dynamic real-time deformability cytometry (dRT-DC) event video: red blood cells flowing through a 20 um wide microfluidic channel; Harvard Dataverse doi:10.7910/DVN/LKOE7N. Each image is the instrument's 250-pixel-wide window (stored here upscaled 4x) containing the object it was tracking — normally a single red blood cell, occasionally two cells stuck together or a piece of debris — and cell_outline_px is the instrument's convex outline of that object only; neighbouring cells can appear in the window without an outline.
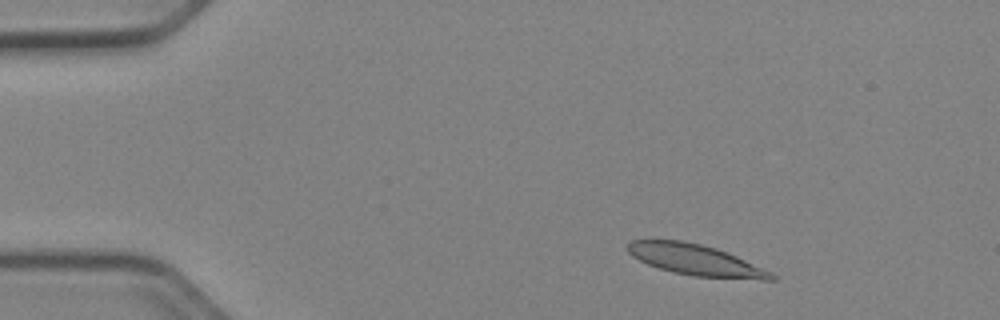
{"species": "Egyptian fruit bat (a non-hibernating species)", "species_latin": "Rousettus aegyptiacus", "temperature_condition": "cold", "stored_images_in_passage": 48, "camera_frame_rate_fps": 3000, "um_per_image_px": 0.085, "animal": {"sex": "female"}, "frame": {"image": 1, "passage_image": 4, "time_ms": 1.0, "image_size_px": [1000, 320], "cell_outline_px": [[776, 280], [764, 280], [692, 276], [672, 272], [648, 264], [632, 256], [628, 252], [628, 244], [632, 240], [684, 240], [716, 248], [728, 252], [772, 272], [776, 276]], "centroid_in_image_um": [59.17, 22.1], "position_along_channel_um": 25.8, "area_um2": 25.89}}
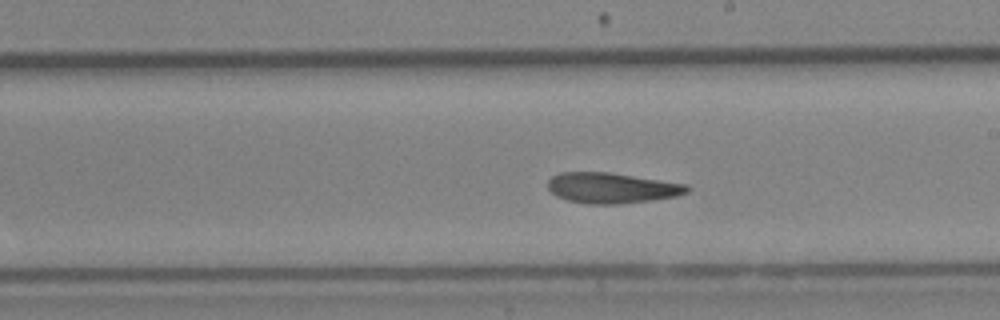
{"frame": {"image": 2, "passage_image": 26, "time_ms": 8.333, "image_size_px": [1000, 320], "cell_outline_px": [[692, 188], [688, 192], [676, 196], [652, 200], [620, 204], [584, 204], [568, 200], [556, 196], [548, 188], [548, 180], [552, 176], [560, 172], [608, 172], [688, 184]], "centroid_in_image_um": [52.01, 15.98], "position_along_channel_um": 237.0, "area_um2": 24.91}}
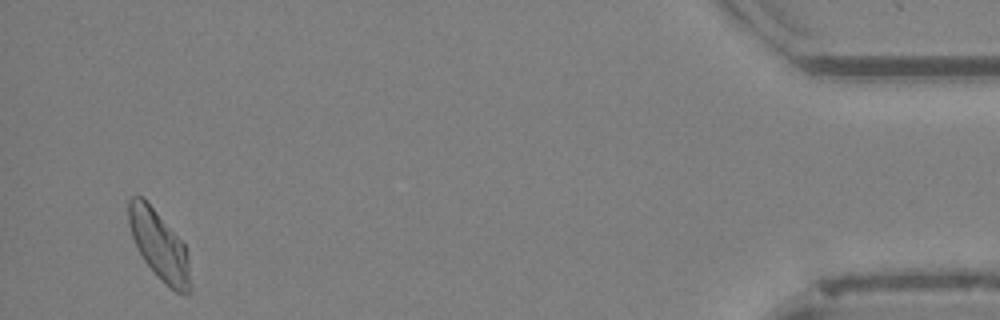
{"frame": {"image": 3, "passage_image": 46, "time_ms": 15.0, "image_size_px": [1000, 320], "cell_outline_px": [[192, 288], [188, 292], [176, 292], [144, 260], [132, 236], [128, 220], [128, 200], [132, 196], [140, 196], [156, 212], [184, 244], [188, 256], [192, 284]], "centroid_in_image_um": [13.55, 20.84], "position_along_channel_um": 421.7, "area_um2": 23.81}, "authors_computed_cell_mechanics": {"area_um2": 25.2875, "velocity_mm_per_s": 3.9116, "shape_relaxation_time_tau1_ms": 6.3287, "shape_relaxation_time_tau2_ms": 3.3205, "deformation_change_tau1": 0.186, "deformation_change_tau2": 0.0904}}